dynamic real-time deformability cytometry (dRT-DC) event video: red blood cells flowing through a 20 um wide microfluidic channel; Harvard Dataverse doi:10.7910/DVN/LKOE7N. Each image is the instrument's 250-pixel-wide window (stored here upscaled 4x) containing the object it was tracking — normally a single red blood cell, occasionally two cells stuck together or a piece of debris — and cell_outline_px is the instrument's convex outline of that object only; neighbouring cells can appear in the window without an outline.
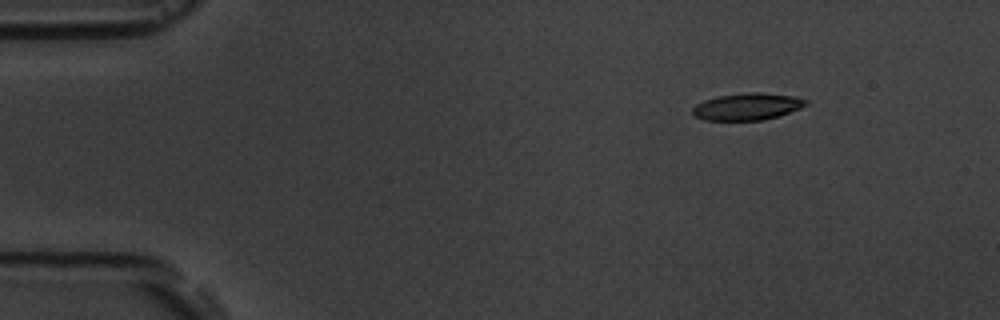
{"species": "common noctule bat (a hibernating species)", "species_latin": "Nyctalus noctula", "temperature_condition": "room temperature", "stored_images_in_passage": 4, "camera_frame_rate_fps": 3000, "um_per_image_px": 0.085, "animal": {"sex": "male", "body_mass_g": 19.5, "forearm_length_mm": 54.6}, "frame": {"image": 1, "passage_image": 1, "time_ms": 0.0, "image_size_px": [1000, 320], "cell_outline_px": [[808, 104], [800, 108], [764, 120], [704, 120], [692, 116], [692, 108], [696, 104], [704, 100], [716, 96], [748, 92], [760, 92], [796, 96], [808, 100]], "centroid_in_image_um": [63.49, 9.05], "position_along_channel_um": 21.5, "area_um2": 17.92}}